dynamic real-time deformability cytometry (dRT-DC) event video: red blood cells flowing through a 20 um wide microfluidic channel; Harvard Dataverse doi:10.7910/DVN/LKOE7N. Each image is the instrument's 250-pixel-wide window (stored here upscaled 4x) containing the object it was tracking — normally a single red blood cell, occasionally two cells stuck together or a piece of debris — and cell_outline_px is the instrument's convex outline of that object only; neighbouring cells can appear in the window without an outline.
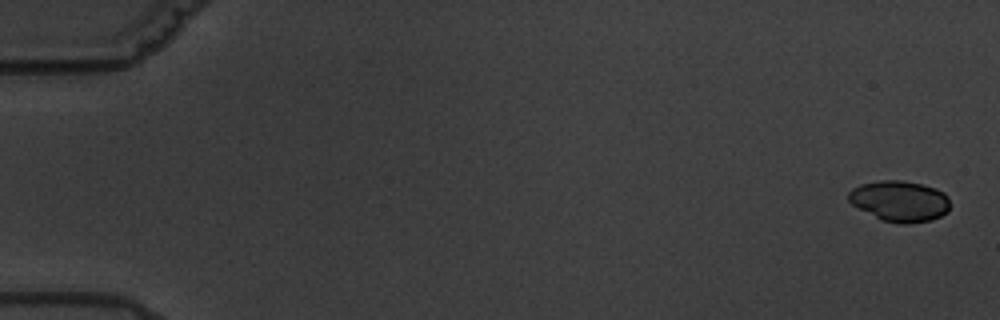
{"species": "common noctule bat (a hibernating species)", "species_latin": "Nyctalus noctula", "temperature_condition": "warm", "stored_images_in_passage": 5, "camera_frame_rate_fps": 3000, "um_per_image_px": 0.085, "animal": {"sex": "male", "body_mass_g": 19.5, "forearm_length_mm": 54.6}, "frame": {"image": 1, "passage_image": 1, "time_ms": 0.0, "image_size_px": [1000, 320], "cell_outline_px": [[948, 212], [932, 220], [908, 224], [904, 224], [880, 220], [852, 204], [848, 200], [848, 192], [852, 188], [860, 184], [880, 180], [900, 180], [920, 184], [936, 188], [944, 192], [948, 196]], "centroid_in_image_um": [76.46, 17.09], "position_along_channel_um": 8.5, "area_um2": 24.22}}
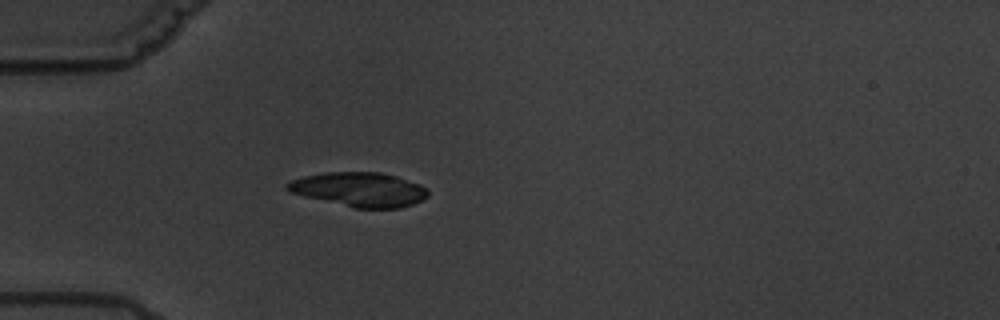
{"frame": {"image": 2, "passage_image": 5, "time_ms": 5.667, "image_size_px": [1000, 320], "cell_outline_px": [[428, 196], [412, 204], [400, 208], [352, 208], [288, 192], [284, 188], [284, 184], [292, 180], [304, 176], [324, 172], [380, 172], [396, 176], [420, 184], [428, 188]], "centroid_in_image_um": [30.51, 16.1], "position_along_channel_um": 54.5, "area_um2": 28.32}}